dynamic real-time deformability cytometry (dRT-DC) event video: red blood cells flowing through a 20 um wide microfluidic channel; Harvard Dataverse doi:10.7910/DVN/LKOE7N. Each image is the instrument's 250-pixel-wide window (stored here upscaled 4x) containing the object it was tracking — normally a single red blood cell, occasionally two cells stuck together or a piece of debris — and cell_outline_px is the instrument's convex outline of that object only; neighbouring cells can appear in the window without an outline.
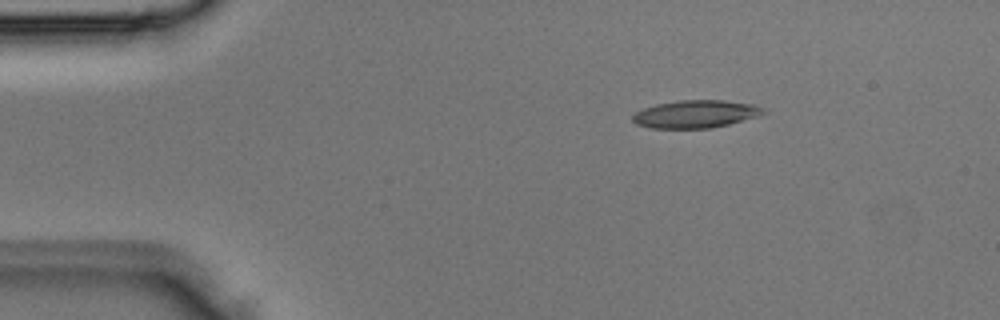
{"species": "Egyptian fruit bat (a non-hibernating species)", "species_latin": "Rousettus aegyptiacus", "temperature_condition": "room temperature", "stored_images_in_passage": 3, "camera_frame_rate_fps": 3000, "um_per_image_px": 0.085, "animal": {"sex": "male"}, "frame": {"image": 1, "passage_image": 2, "time_ms": 0.333, "image_size_px": [1000, 320], "cell_outline_px": [[768, 112], [760, 116], [712, 128], [652, 128], [636, 124], [632, 120], [632, 116], [636, 112], [644, 108], [656, 104], [680, 100], [724, 100], [756, 104], [764, 108]], "centroid_in_image_um": [59.18, 9.69], "position_along_channel_um": 25.8, "area_um2": 21.27}}
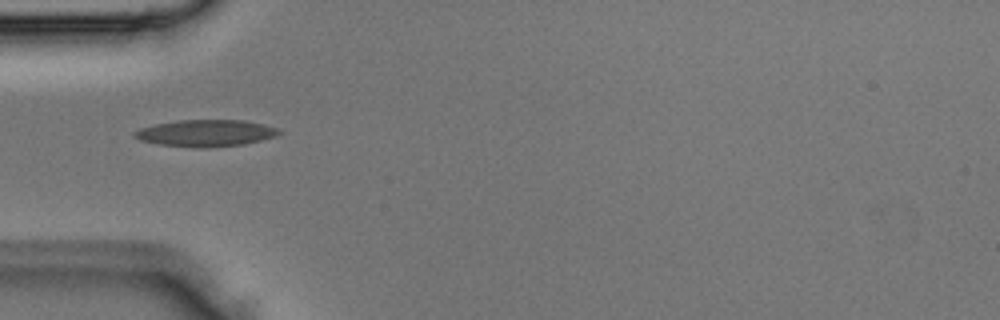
{"frame": {"image": 2, "passage_image": 3, "time_ms": 0.667, "image_size_px": [1000, 320], "cell_outline_px": [[284, 132], [276, 136], [244, 144], [160, 144], [140, 140], [132, 136], [132, 132], [140, 128], [156, 124], [180, 120], [244, 120], [264, 124], [280, 128]], "centroid_in_image_um": [17.55, 11.25], "position_along_channel_um": 67.5, "area_um2": 21.33}}